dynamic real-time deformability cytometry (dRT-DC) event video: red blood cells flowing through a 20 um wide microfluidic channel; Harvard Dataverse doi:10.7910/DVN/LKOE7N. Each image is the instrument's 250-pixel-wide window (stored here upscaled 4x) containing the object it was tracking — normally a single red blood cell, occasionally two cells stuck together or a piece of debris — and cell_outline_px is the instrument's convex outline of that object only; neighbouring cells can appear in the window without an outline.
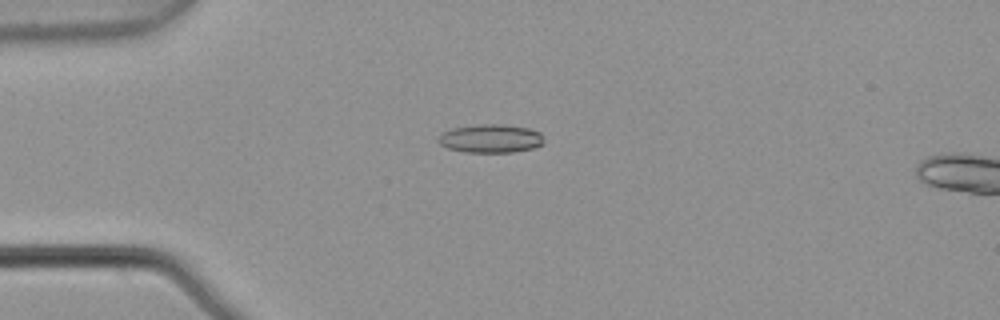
{"species": "common noctule bat (a hibernating species)", "species_latin": "Nyctalus noctula", "temperature_condition": "warm", "stored_images_in_passage": 5, "camera_frame_rate_fps": 3000, "um_per_image_px": 0.085, "animal": {"sex": "male", "body_mass_g": 21.5, "forearm_length_mm": 52.0}, "frame": {"image": 1, "passage_image": 4, "time_ms": 1.0, "image_size_px": [1000, 320], "cell_outline_px": [[544, 144], [536, 148], [512, 152], [468, 152], [448, 148], [440, 144], [436, 140], [444, 132], [452, 128], [476, 124], [504, 124], [528, 128], [540, 132], [544, 140]], "centroid_in_image_um": [41.74, 11.77], "position_along_channel_um": 43.3, "area_um2": 17.63}}